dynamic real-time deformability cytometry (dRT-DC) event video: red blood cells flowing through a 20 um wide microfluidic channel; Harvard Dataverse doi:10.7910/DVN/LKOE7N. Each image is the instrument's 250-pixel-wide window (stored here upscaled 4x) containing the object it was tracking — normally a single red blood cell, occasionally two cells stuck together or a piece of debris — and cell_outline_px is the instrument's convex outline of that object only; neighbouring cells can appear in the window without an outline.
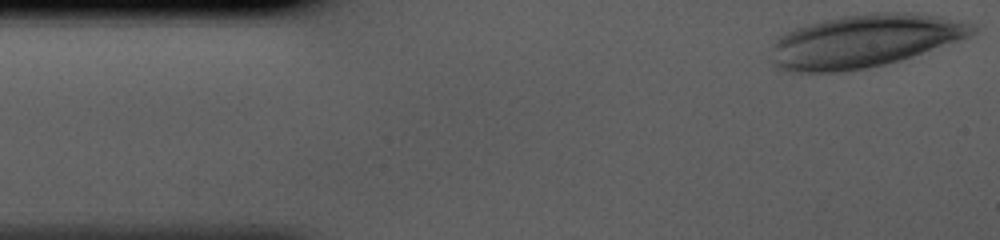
{"species": "human", "species_latin": "Homo sapiens", "temperature_condition": "cold", "stored_images_in_passage": 36, "camera_frame_rate_fps": 3000, "um_per_image_px": 0.085, "donor": {"sex": "male"}, "frame": {"image": 1, "passage_image": 1, "time_ms": 0.0, "image_size_px": [1000, 240], "cell_outline_px": [[976, 32], [968, 36], [912, 56], [900, 60], [868, 68], [836, 72], [788, 72], [776, 68], [772, 64], [772, 44], [776, 36], [804, 24], [820, 20], [844, 16], [872, 12], [916, 12], [940, 16], [972, 24], [976, 28]], "centroid_in_image_um": [73.38, 3.47], "position_along_channel_um": 11.6, "area_um2": 62.19}}
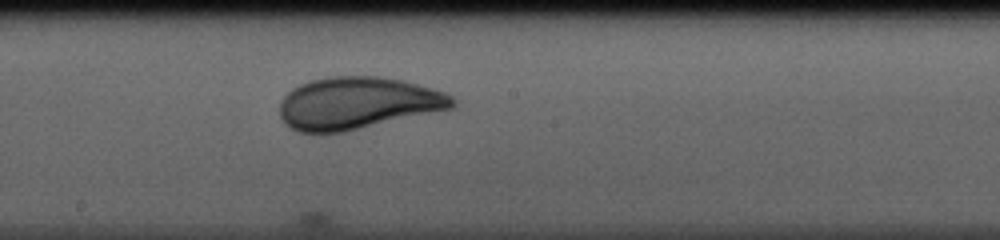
{"frame": {"image": 2, "passage_image": 21, "time_ms": 6.667, "image_size_px": [1000, 240], "cell_outline_px": [[456, 104], [452, 108], [344, 132], [296, 132], [284, 124], [280, 116], [280, 100], [292, 88], [300, 84], [312, 80], [328, 76], [380, 76], [404, 80], [432, 88], [444, 92], [452, 96], [456, 100]], "centroid_in_image_um": [30.38, 8.76], "position_along_channel_um": 217.8, "area_um2": 52.66}}
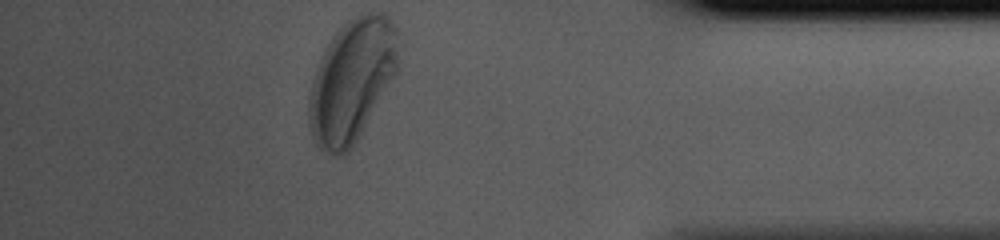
{"frame": {"image": 3, "passage_image": 36, "time_ms": 11.667, "image_size_px": [1000, 240], "cell_outline_px": [[400, 68], [396, 76], [360, 136], [352, 148], [344, 156], [336, 156], [316, 148], [308, 124], [308, 100], [312, 84], [320, 60], [328, 44], [336, 32], [348, 20], [360, 12], [384, 12], [392, 20], [396, 28]], "centroid_in_image_um": [29.94, 6.87], "position_along_channel_um": 405.3, "area_um2": 64.74}}